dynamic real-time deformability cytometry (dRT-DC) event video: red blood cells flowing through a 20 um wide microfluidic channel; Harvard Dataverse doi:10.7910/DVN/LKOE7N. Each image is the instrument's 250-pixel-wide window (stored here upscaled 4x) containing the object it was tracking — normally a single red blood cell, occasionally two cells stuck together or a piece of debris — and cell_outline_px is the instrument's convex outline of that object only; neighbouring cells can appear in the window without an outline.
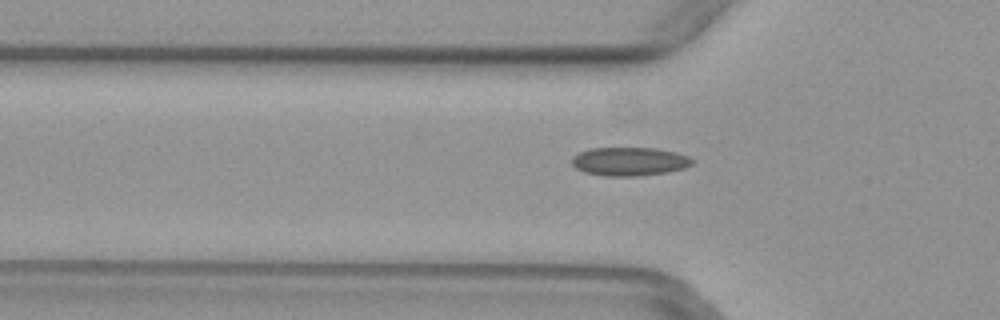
{"species": "common noctule bat (a hibernating species)", "species_latin": "Nyctalus noctula", "temperature_condition": "warm", "stored_images_in_passage": 50, "camera_frame_rate_fps": 3000, "um_per_image_px": 0.085, "animal": {"sex": "female", "body_mass_g": 29.2, "forearm_length_mm": 56.3}, "frame": {"image": 1, "passage_image": 16, "time_ms": 5.0, "image_size_px": [1000, 320], "cell_outline_px": [[692, 164], [684, 168], [668, 172], [636, 176], [604, 176], [584, 172], [576, 168], [572, 164], [572, 156], [588, 148], [656, 148], [676, 152], [688, 156], [692, 160]], "centroid_in_image_um": [53.48, 13.72], "position_along_channel_um": 72.3, "area_um2": 20.06}}
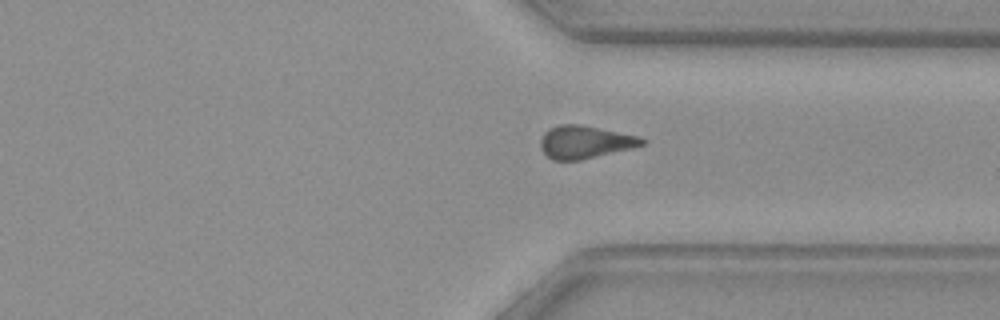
{"frame": {"image": 2, "passage_image": 37, "time_ms": 12.0, "image_size_px": [1000, 320], "cell_outline_px": [[644, 144], [632, 148], [580, 160], [552, 160], [540, 148], [540, 140], [544, 132], [560, 124], [580, 124], [640, 136], [644, 140]], "centroid_in_image_um": [49.71, 12.07], "position_along_channel_um": 361.7, "area_um2": 19.25}}
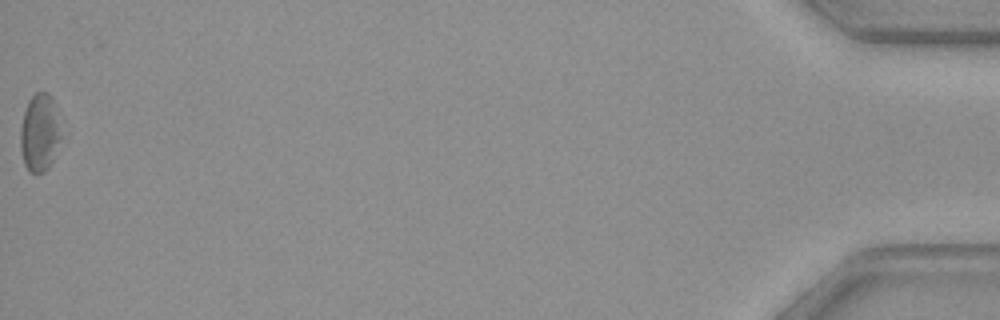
{"frame": {"image": 3, "passage_image": 50, "time_ms": 16.333, "image_size_px": [1000, 320], "cell_outline_px": [[60, 140], [52, 160], [48, 168], [44, 172], [36, 176], [28, 172], [24, 164], [20, 148], [20, 128], [24, 112], [28, 100], [36, 92], [48, 92], [52, 96], [60, 136]], "centroid_in_image_um": [3.32, 11.33], "position_along_channel_um": 431.9, "area_um2": 18.32}}